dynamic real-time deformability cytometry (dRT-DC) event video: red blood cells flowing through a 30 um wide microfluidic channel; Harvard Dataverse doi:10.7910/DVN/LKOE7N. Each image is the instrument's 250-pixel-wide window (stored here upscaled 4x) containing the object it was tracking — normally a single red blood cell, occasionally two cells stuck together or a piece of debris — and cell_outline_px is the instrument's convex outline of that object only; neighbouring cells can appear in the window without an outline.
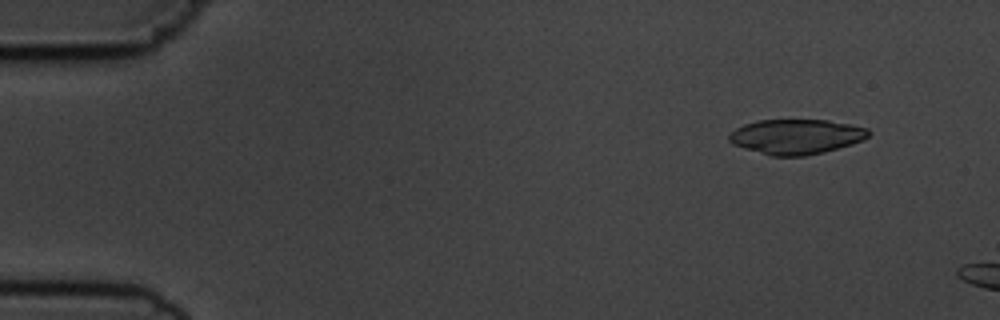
{"species": "common noctule bat (a hibernating species)", "species_latin": "Nyctalus noctula", "temperature_condition": "cold", "stored_images_in_passage": 3, "camera_frame_rate_fps": 3000, "um_per_image_px": 0.085, "animal": {"sex": "male", "body_mass_g": 19.5, "forearm_length_mm": 54.6}, "frame": {"image": 1, "passage_image": 1, "time_ms": 0.0, "image_size_px": [1000, 320], "cell_outline_px": [[872, 132], [868, 136], [852, 144], [824, 152], [804, 156], [772, 156], [744, 148], [732, 144], [728, 140], [728, 136], [736, 128], [744, 124], [760, 120], [828, 120], [868, 128]], "centroid_in_image_um": [67.67, 11.61], "position_along_channel_um": 17.3, "area_um2": 28.26}}